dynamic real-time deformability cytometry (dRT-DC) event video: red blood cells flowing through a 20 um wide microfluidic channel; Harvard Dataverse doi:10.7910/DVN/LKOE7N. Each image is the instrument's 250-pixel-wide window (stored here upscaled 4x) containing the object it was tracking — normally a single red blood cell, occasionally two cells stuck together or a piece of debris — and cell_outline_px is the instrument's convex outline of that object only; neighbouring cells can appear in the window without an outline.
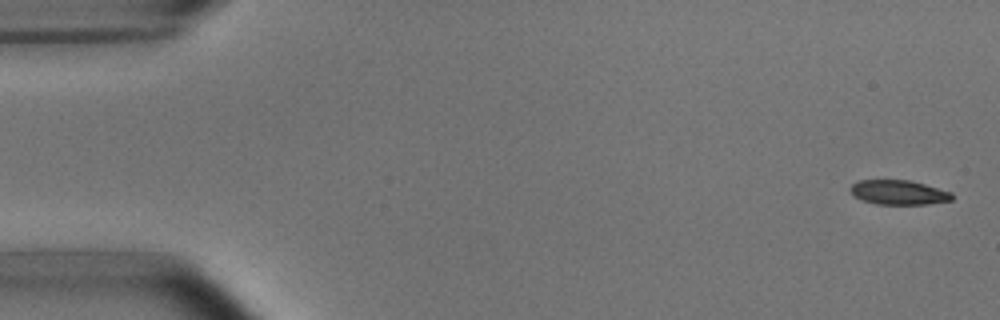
{"species": "common noctule bat (a hibernating species)", "species_latin": "Nyctalus noctula", "temperature_condition": "room temperature", "stored_images_in_passage": 4, "camera_frame_rate_fps": 3000, "um_per_image_px": 0.085, "animal": {"sex": "male", "body_mass_g": 15.6}, "frame": {"image": 1, "passage_image": 1, "time_ms": 0.0, "image_size_px": [1000, 320], "cell_outline_px": [[952, 200], [928, 204], [876, 204], [860, 200], [852, 196], [848, 188], [852, 184], [860, 180], [908, 180], [924, 184], [952, 192]], "centroid_in_image_um": [76.33, 16.36], "position_along_channel_um": 8.7, "area_um2": 14.62}}
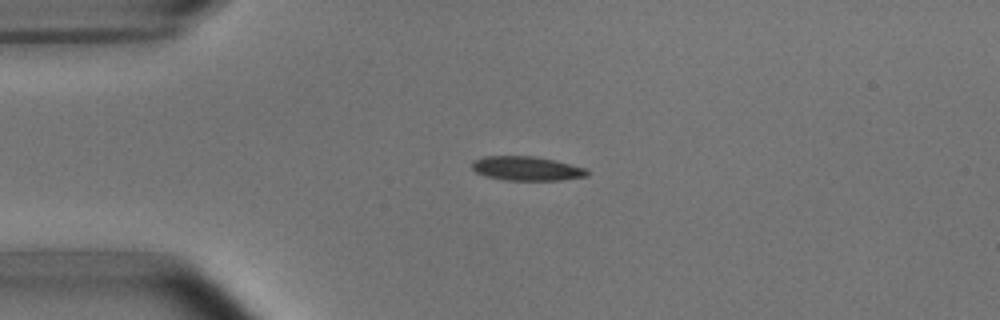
{"frame": {"image": 2, "passage_image": 4, "time_ms": 3.667, "image_size_px": [1000, 320], "cell_outline_px": [[588, 176], [560, 180], [504, 180], [484, 176], [476, 172], [472, 168], [472, 160], [484, 156], [532, 156], [556, 160], [584, 168], [588, 172]], "centroid_in_image_um": [44.72, 14.32], "position_along_channel_um": 40.3, "area_um2": 16.24}}